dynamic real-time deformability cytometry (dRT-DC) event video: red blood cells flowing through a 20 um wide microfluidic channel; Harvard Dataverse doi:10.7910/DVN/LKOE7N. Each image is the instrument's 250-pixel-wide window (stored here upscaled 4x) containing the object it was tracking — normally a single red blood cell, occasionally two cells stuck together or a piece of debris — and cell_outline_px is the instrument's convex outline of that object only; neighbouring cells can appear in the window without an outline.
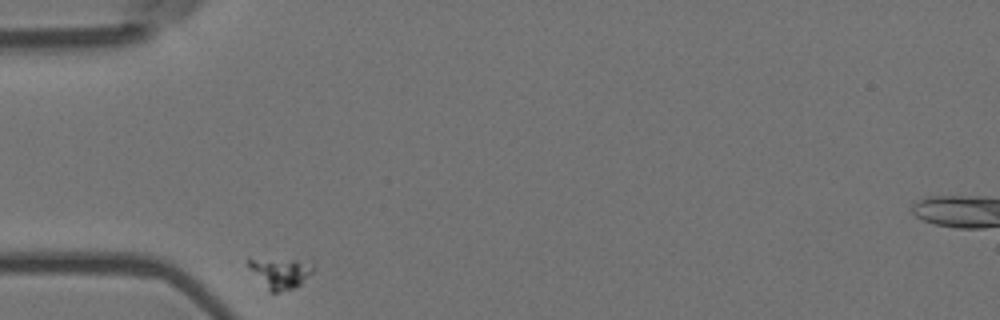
{"species": "Egyptian fruit bat (a non-hibernating species)", "species_latin": "Rousettus aegyptiacus", "temperature_condition": "room temperature", "stored_images_in_passage": 2, "camera_frame_rate_fps": 3000, "um_per_image_px": 0.085, "animal": {"sex": "female"}, "frame": {"image": 1, "passage_image": 1, "time_ms": 0.0, "image_size_px": [1000, 320], "cell_outline_px": [[312, 272], [300, 284], [292, 288], [276, 292], [272, 292], [248, 268], [248, 256], [296, 260], [312, 264]], "centroid_in_image_um": [23.75, 23.13], "position_along_channel_um": 61.3, "area_um2": 11.39}}